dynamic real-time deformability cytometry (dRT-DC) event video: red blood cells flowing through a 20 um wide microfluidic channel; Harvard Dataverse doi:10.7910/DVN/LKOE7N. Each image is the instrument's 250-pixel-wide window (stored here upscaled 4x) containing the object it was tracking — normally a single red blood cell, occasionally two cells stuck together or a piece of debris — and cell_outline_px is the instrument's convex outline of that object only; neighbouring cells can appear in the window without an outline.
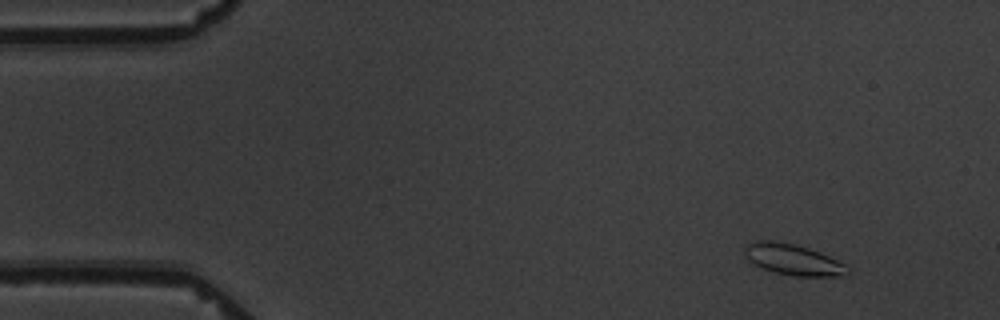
{"species": "common noctule bat (a hibernating species)", "species_latin": "Nyctalus noctula", "temperature_condition": "warm", "stored_images_in_passage": 5, "camera_frame_rate_fps": 3000, "um_per_image_px": 0.085, "animal": {"sex": "male", "body_mass_g": 19.5, "forearm_length_mm": 54.6}, "frame": {"image": 1, "passage_image": 2, "time_ms": 1.0, "image_size_px": [1000, 320], "cell_outline_px": [[852, 272], [844, 276], [796, 276], [776, 272], [752, 264], [748, 260], [744, 252], [744, 248], [752, 240], [772, 240], [796, 244], [820, 252], [852, 268]], "centroid_in_image_um": [67.43, 22.06], "position_along_channel_um": 17.6, "area_um2": 18.73}}
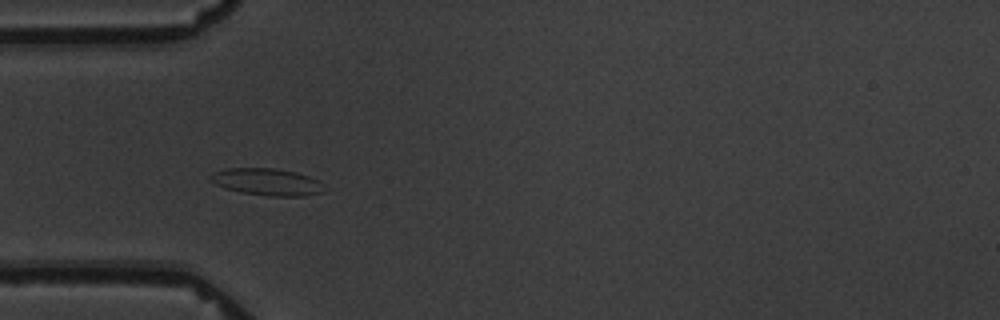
{"frame": {"image": 2, "passage_image": 5, "time_ms": 5.0, "image_size_px": [1000, 320], "cell_outline_px": [[324, 192], [304, 196], [268, 196], [240, 192], [224, 188], [208, 180], [208, 176], [224, 168], [276, 168], [296, 172], [320, 180]], "centroid_in_image_um": [22.68, 15.46], "position_along_channel_um": 62.3, "area_um2": 18.03}}